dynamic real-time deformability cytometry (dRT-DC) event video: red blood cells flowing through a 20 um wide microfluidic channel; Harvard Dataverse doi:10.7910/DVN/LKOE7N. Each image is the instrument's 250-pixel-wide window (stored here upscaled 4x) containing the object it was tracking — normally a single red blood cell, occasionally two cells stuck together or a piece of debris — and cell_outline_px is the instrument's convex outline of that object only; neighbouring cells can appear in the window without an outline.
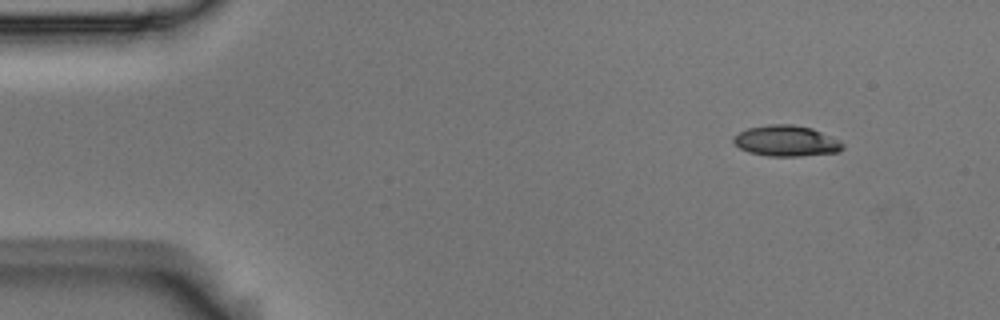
{"species": "Egyptian fruit bat (a non-hibernating species)", "species_latin": "Rousettus aegyptiacus", "temperature_condition": "room temperature", "stored_images_in_passage": 5, "camera_frame_rate_fps": 3000, "um_per_image_px": 0.085, "animal": {"sex": "male"}, "frame": {"image": 1, "passage_image": 1, "time_ms": 0.0, "image_size_px": [1000, 320], "cell_outline_px": [[844, 148], [840, 152], [800, 156], [768, 156], [748, 152], [740, 148], [732, 140], [732, 136], [748, 128], [768, 124], [792, 124], [812, 128], [840, 140], [844, 144]], "centroid_in_image_um": [66.85, 11.98], "position_along_channel_um": 18.2, "area_um2": 19.77}}
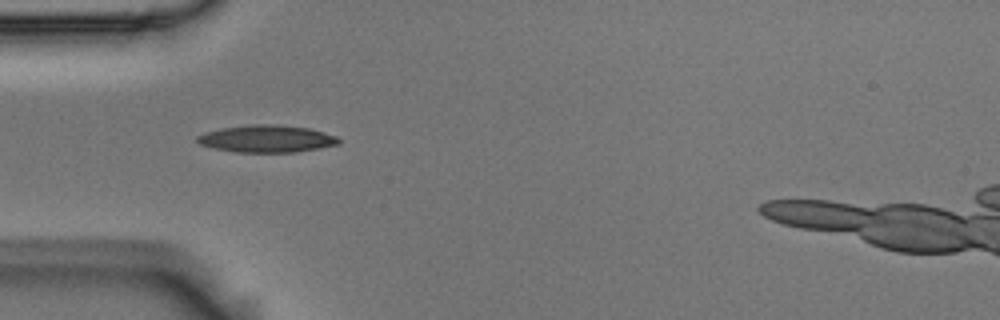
{"frame": {"image": 2, "passage_image": 4, "time_ms": 1.0, "image_size_px": [1000, 320], "cell_outline_px": [[340, 144], [296, 152], [236, 152], [212, 148], [200, 144], [196, 140], [196, 136], [204, 132], [220, 128], [252, 124], [268, 124], [308, 128], [324, 132], [336, 136], [340, 140]], "centroid_in_image_um": [22.63, 11.79], "position_along_channel_um": 62.4, "area_um2": 22.43}}
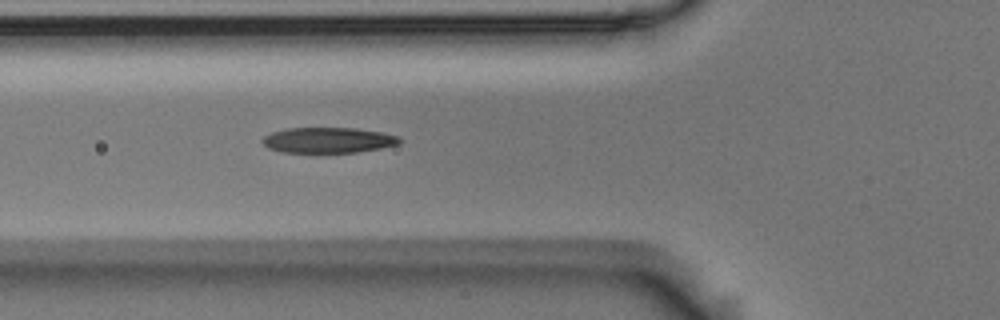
{"frame": {"image": 3, "passage_image": 5, "time_ms": 1.333, "image_size_px": [1000, 320], "cell_outline_px": [[404, 140], [400, 144], [380, 148], [356, 152], [280, 152], [268, 148], [260, 140], [264, 136], [272, 132], [288, 128], [356, 128], [380, 132], [396, 136]], "centroid_in_image_um": [27.88, 11.91], "position_along_channel_um": 97.9, "area_um2": 20.35}}